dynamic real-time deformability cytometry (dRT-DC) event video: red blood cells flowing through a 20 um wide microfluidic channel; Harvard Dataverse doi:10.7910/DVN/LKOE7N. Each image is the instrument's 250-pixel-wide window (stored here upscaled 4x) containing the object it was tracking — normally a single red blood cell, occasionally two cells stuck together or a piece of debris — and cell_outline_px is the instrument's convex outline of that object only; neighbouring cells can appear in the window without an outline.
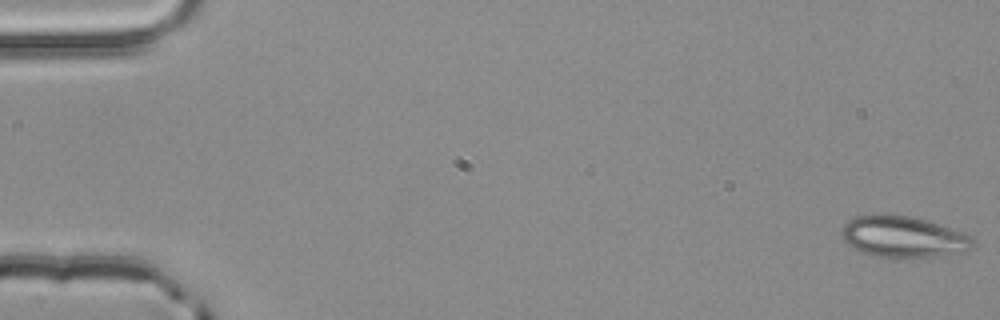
{"species": "common noctule bat (a hibernating species)", "species_latin": "Nyctalus noctula", "temperature_condition": "room temperature", "stored_images_in_passage": 4, "camera_frame_rate_fps": 3000, "um_per_image_px": 0.085, "animal": {"sex": "male", "body_mass_g": 20.4}, "frame": {"image": 1, "passage_image": 1, "time_ms": 0.0, "image_size_px": [1000, 320], "cell_outline_px": [[976, 244], [968, 248], [936, 256], [876, 256], [864, 252], [848, 244], [844, 240], [840, 228], [848, 220], [856, 216], [876, 212], [908, 216], [924, 220], [964, 232], [976, 240]], "centroid_in_image_um": [76.71, 20.07], "position_along_channel_um": 8.3, "area_um2": 30.98}}